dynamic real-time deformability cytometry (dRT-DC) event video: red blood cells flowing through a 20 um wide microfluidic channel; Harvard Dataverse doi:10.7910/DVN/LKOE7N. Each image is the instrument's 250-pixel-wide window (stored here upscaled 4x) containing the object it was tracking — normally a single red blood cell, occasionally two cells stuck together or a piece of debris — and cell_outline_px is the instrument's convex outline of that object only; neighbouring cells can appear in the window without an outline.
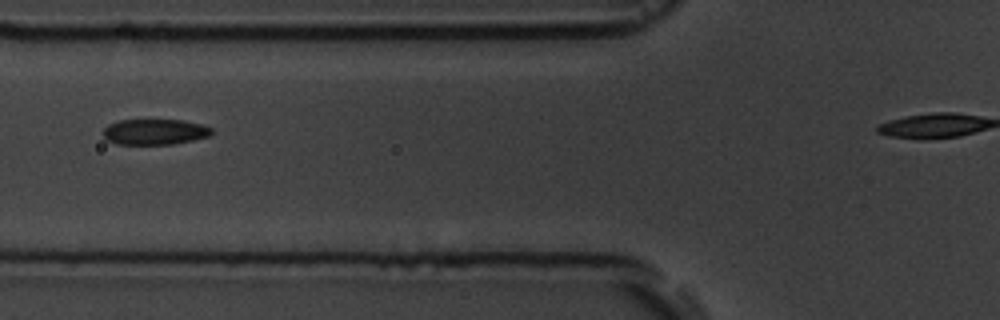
{"species": "common noctule bat (a hibernating species)", "species_latin": "Nyctalus noctula", "temperature_condition": "room temperature", "stored_images_in_passage": 6, "segment_of_instrument_passage": [1, 2], "camera_frame_rate_fps": 3000, "um_per_image_px": 0.085, "animal": {"sex": "male", "body_mass_g": 19.5, "forearm_length_mm": 54.6}, "frame": {"image": 1, "passage_image": 4, "time_ms": 3.333, "image_size_px": [1000, 320], "cell_outline_px": [[212, 132], [208, 136], [192, 140], [172, 144], [116, 144], [104, 140], [100, 132], [108, 124], [120, 120], [184, 120], [200, 124], [212, 128]], "centroid_in_image_um": [13.06, 11.21], "position_along_channel_um": 112.7, "area_um2": 16.36}}
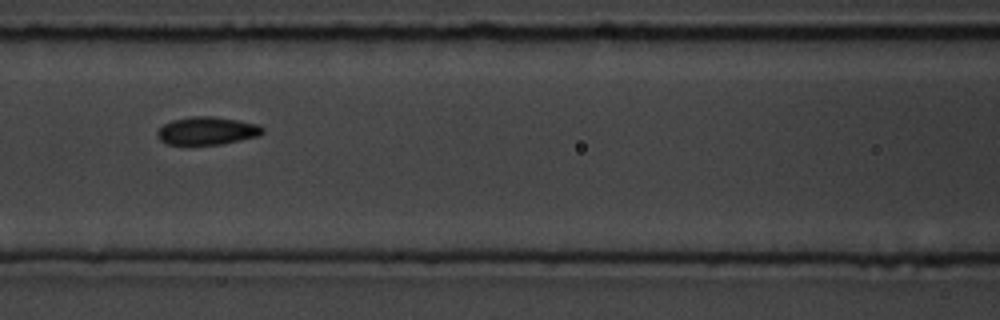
{"frame": {"image": 2, "passage_image": 5, "time_ms": 4.333, "image_size_px": [1000, 320], "cell_outline_px": [[264, 132], [260, 136], [220, 144], [164, 144], [156, 136], [156, 132], [164, 124], [172, 120], [192, 116], [216, 116], [256, 124], [264, 128]], "centroid_in_image_um": [17.58, 11.11], "position_along_channel_um": 149.0, "area_um2": 17.11}}